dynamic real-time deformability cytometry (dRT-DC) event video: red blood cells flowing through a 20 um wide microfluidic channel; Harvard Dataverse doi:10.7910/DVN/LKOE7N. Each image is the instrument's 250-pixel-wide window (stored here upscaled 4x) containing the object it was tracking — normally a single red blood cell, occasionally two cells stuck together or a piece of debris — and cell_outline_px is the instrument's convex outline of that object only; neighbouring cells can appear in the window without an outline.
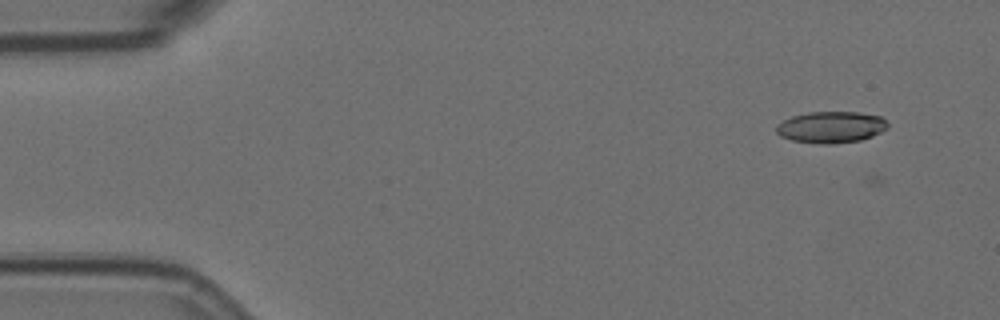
{"species": "Egyptian fruit bat (a non-hibernating species)", "species_latin": "Rousettus aegyptiacus", "temperature_condition": "room temperature", "stored_images_in_passage": 6, "camera_frame_rate_fps": 3000, "um_per_image_px": 0.085, "animal": {"sex": "female"}, "frame": {"image": 1, "passage_image": 2, "time_ms": 0.333, "image_size_px": [1000, 320], "cell_outline_px": [[888, 128], [872, 136], [860, 140], [828, 144], [820, 144], [792, 140], [780, 136], [776, 132], [776, 124], [792, 116], [808, 112], [860, 112], [880, 116], [888, 124]], "centroid_in_image_um": [70.62, 10.8], "position_along_channel_um": 14.4, "area_um2": 20.4}}